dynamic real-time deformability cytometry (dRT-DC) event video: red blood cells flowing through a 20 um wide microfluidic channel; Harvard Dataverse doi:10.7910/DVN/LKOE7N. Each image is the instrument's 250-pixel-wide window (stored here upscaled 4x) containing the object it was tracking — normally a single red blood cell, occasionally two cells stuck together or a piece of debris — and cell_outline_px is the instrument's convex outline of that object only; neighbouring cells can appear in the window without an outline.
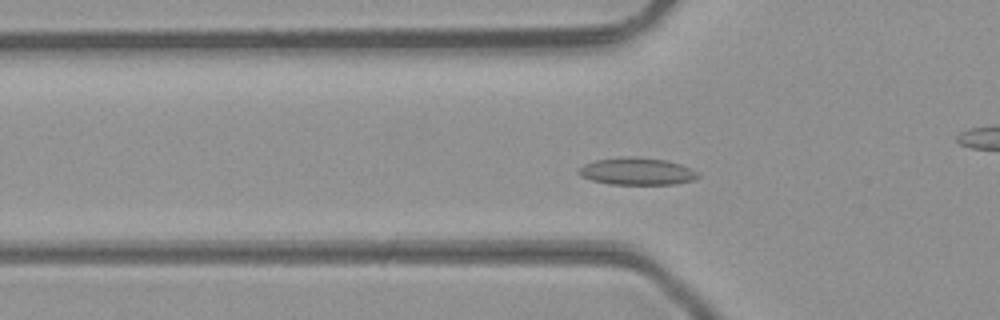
{"species": "common noctule bat (a hibernating species)", "species_latin": "Nyctalus noctula", "temperature_condition": "room temperature", "stored_images_in_passage": 40, "camera_frame_rate_fps": 3000, "um_per_image_px": 0.085, "animal": {"sex": "male", "body_mass_g": 23.1, "forearm_length_mm": 52.7}, "frame": {"image": 1, "passage_image": 7, "time_ms": 2.0, "image_size_px": [1000, 320], "cell_outline_px": [[700, 176], [692, 180], [676, 184], [608, 184], [592, 180], [580, 176], [576, 172], [576, 168], [584, 164], [596, 160], [620, 156], [636, 156], [668, 160], [680, 164], [696, 172]], "centroid_in_image_um": [54.07, 14.55], "position_along_channel_um": 71.7, "area_um2": 19.13}}
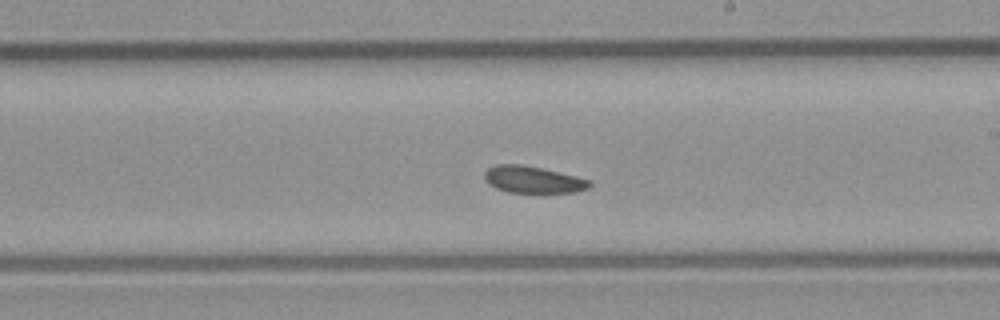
{"frame": {"image": 2, "passage_image": 19, "time_ms": 6.0, "image_size_px": [1000, 320], "cell_outline_px": [[592, 184], [588, 188], [576, 192], [544, 196], [508, 192], [496, 188], [488, 184], [484, 180], [484, 172], [488, 168], [496, 164], [524, 164], [560, 172], [592, 180]], "centroid_in_image_um": [45.34, 15.32], "position_along_channel_um": 243.7, "area_um2": 17.57}}
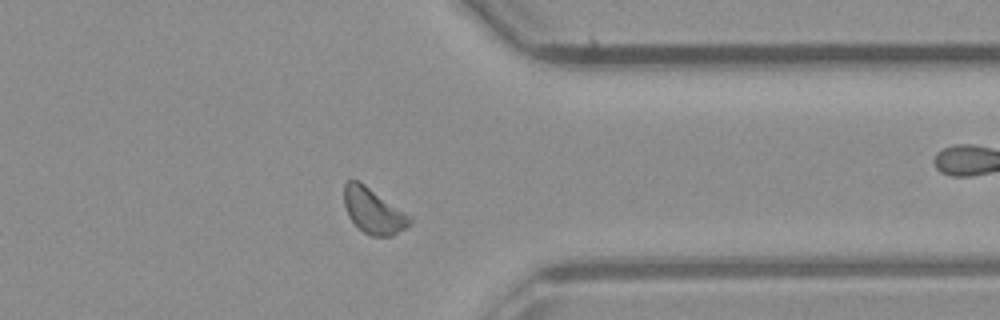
{"frame": {"image": 3, "passage_image": 29, "time_ms": 9.333, "image_size_px": [1000, 320], "cell_outline_px": [[412, 224], [392, 236], [372, 236], [364, 232], [348, 216], [344, 204], [344, 184], [348, 180], [360, 180], [412, 216]], "centroid_in_image_um": [31.76, 17.9], "position_along_channel_um": 379.6, "area_um2": 17.57}}